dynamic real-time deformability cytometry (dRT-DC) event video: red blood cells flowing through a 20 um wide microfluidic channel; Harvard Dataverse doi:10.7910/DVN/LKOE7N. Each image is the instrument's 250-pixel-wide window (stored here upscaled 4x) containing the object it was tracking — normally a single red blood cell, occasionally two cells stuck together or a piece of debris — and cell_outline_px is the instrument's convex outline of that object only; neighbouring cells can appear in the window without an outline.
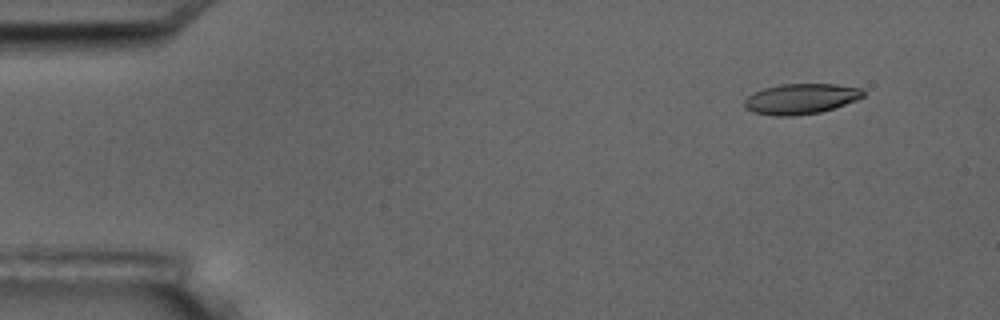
{"species": "common noctule bat (a hibernating species)", "species_latin": "Nyctalus noctula", "temperature_condition": "room temperature", "stored_images_in_passage": 5, "camera_frame_rate_fps": 3000, "um_per_image_px": 0.085, "animal": {"sex": "male", "body_mass_g": 17.5, "forearm_length_mm": 52.3}, "frame": {"image": 1, "passage_image": 1, "time_ms": 0.0, "image_size_px": [1000, 320], "cell_outline_px": [[864, 96], [856, 100], [820, 112], [792, 116], [772, 116], [752, 112], [744, 108], [744, 100], [748, 96], [764, 88], [780, 84], [836, 84], [860, 88], [864, 92]], "centroid_in_image_um": [68.03, 8.4], "position_along_channel_um": 17.0, "area_um2": 20.98}}